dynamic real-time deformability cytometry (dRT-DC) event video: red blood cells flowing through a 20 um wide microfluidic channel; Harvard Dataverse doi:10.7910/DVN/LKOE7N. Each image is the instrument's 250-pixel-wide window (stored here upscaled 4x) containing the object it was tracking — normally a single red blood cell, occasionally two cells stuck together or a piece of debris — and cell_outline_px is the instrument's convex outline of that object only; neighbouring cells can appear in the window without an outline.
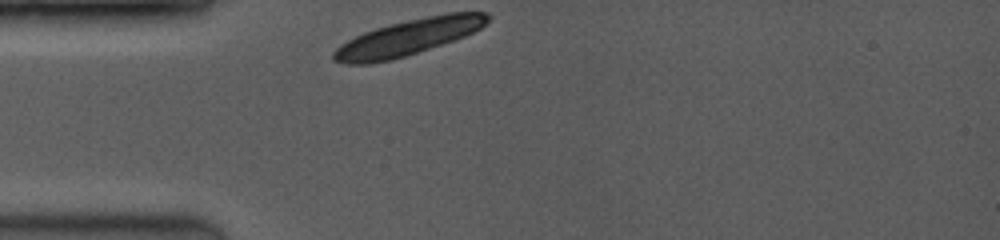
{"species": "common noctule bat (a hibernating species)", "species_latin": "Nyctalus noctula", "temperature_condition": "room temperature", "stored_images_in_passage": 1, "camera_frame_rate_fps": 3500, "um_per_image_px": 0.085, "animal": {"sex": "female", "body_mass_g": 19.0, "forearm_length_mm": 53.3}, "frame": {"image": 1, "passage_image": 1, "time_ms": 0.0, "image_size_px": [1000, 240], "cell_outline_px": [[492, 16], [480, 28], [464, 36], [404, 56], [388, 60], [368, 64], [344, 64], [332, 60], [332, 52], [340, 44], [364, 32], [376, 28], [408, 20], [448, 12], [488, 12]], "centroid_in_image_um": [34.67, 3.17], "position_along_channel_um": 50.3, "area_um2": 31.67}}